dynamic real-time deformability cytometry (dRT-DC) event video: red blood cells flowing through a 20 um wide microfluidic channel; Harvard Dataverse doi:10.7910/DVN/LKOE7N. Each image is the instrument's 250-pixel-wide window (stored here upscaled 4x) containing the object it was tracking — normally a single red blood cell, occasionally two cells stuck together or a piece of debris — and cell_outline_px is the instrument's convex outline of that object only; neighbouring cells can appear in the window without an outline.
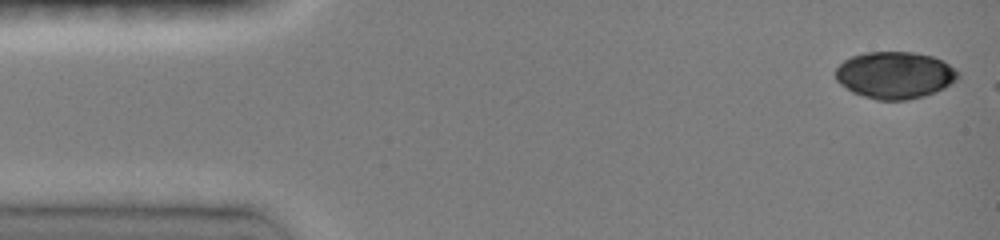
{"species": "common noctule bat (a hibernating species)", "species_latin": "Nyctalus noctula", "temperature_condition": "room temperature", "stored_images_in_passage": 13, "camera_frame_rate_fps": 3000, "um_per_image_px": 0.085, "animal": {"sex": "female", "body_mass_g": 19.0, "forearm_length_mm": 51.5}, "frame": {"image": 1, "passage_image": 1, "time_ms": 0.0, "image_size_px": [1000, 240], "cell_outline_px": [[960, 76], [956, 80], [944, 88], [936, 92], [924, 96], [908, 100], [876, 100], [852, 92], [840, 84], [836, 80], [836, 68], [844, 60], [852, 56], [864, 52], [912, 52], [932, 56], [944, 60], [960, 72]], "centroid_in_image_um": [76.08, 6.38], "position_along_channel_um": 8.9, "area_um2": 33.76}}